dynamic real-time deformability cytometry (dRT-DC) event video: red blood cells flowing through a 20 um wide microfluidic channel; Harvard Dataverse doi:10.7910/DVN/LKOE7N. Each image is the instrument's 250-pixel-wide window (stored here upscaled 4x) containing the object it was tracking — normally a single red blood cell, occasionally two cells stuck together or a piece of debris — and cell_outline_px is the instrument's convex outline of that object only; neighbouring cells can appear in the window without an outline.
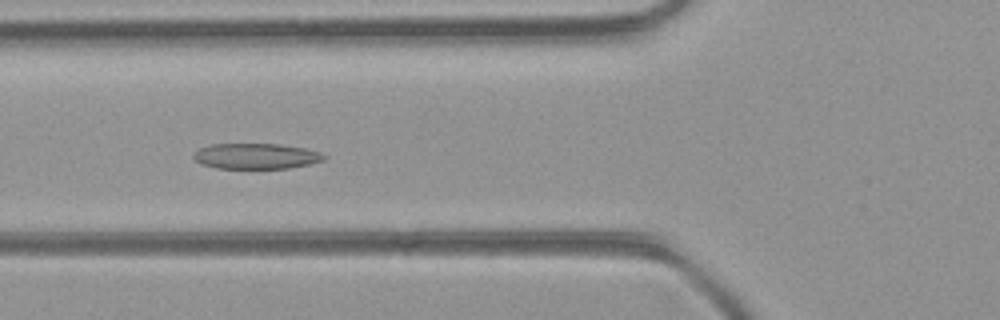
{"species": "common noctule bat (a hibernating species)", "species_latin": "Nyctalus noctula", "temperature_condition": "room temperature", "stored_images_in_passage": 7, "camera_frame_rate_fps": 3000, "um_per_image_px": 0.085, "animal": {"sex": "female", "body_mass_g": 21.9}, "frame": {"image": 1, "passage_image": 6, "time_ms": 1.667, "image_size_px": [1000, 320], "cell_outline_px": [[328, 156], [324, 160], [308, 164], [288, 168], [216, 168], [200, 164], [192, 156], [200, 148], [212, 144], [280, 144], [304, 148], [320, 152]], "centroid_in_image_um": [21.77, 13.27], "position_along_channel_um": 104.0, "area_um2": 19.36}}
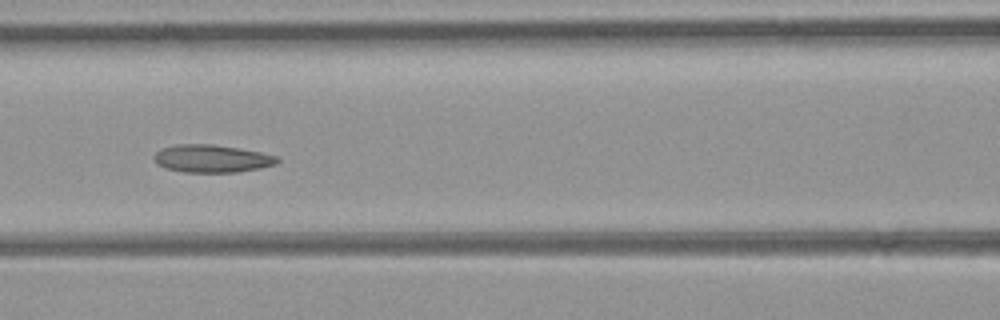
{"frame": {"image": 2, "passage_image": 7, "time_ms": 2.0, "image_size_px": [1000, 320], "cell_outline_px": [[280, 160], [276, 164], [260, 168], [236, 172], [184, 172], [164, 168], [156, 164], [152, 156], [160, 148], [176, 144], [212, 144], [260, 152], [276, 156]], "centroid_in_image_um": [17.94, 13.48], "position_along_channel_um": 148.7, "area_um2": 19.94}}